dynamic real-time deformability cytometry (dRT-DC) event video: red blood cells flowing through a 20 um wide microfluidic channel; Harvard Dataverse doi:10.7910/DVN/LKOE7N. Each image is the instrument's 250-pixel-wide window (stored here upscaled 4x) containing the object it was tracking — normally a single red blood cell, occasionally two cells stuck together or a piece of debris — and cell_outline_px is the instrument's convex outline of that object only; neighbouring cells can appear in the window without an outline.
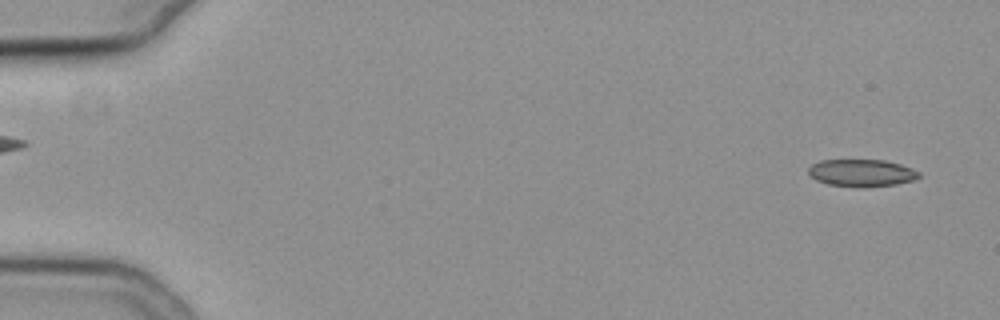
{"species": "common noctule bat (a hibernating species)", "species_latin": "Nyctalus noctula", "temperature_condition": "cold", "stored_images_in_passage": 55, "camera_frame_rate_fps": 3000, "um_per_image_px": 0.085, "animal": {"sex": "female", "body_mass_g": 19.3, "forearm_length_mm": 54.1}, "frame": {"image": 1, "passage_image": 3, "time_ms": 0.667, "image_size_px": [1000, 320], "cell_outline_px": [[920, 176], [912, 180], [896, 184], [864, 188], [860, 188], [828, 184], [816, 180], [808, 172], [808, 168], [812, 164], [820, 160], [884, 160], [900, 164], [912, 168], [920, 172]], "centroid_in_image_um": [73.23, 14.7], "position_along_channel_um": 11.8, "area_um2": 17.63}}
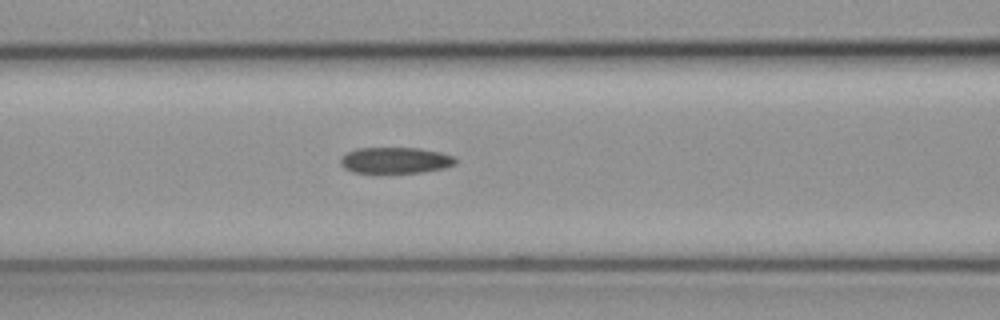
{"frame": {"image": 2, "passage_image": 24, "time_ms": 7.667, "image_size_px": [1000, 320], "cell_outline_px": [[456, 164], [444, 168], [420, 172], [352, 172], [344, 168], [340, 164], [340, 156], [356, 148], [420, 148], [440, 152], [452, 156], [456, 160]], "centroid_in_image_um": [33.57, 13.61], "position_along_channel_um": 133.0, "area_um2": 17.4}}
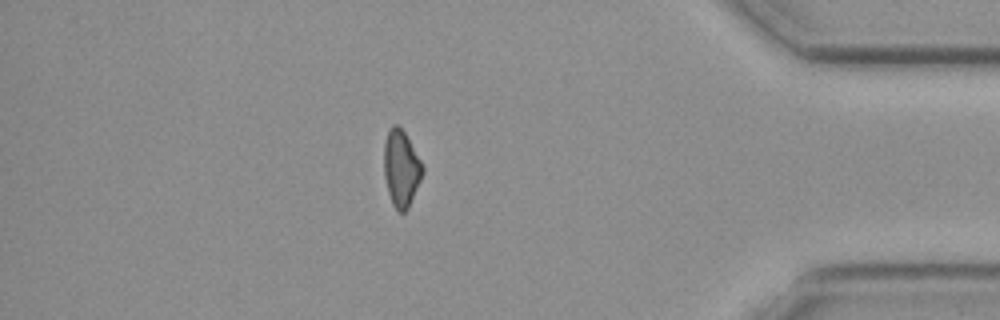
{"frame": {"image": 3, "passage_image": 48, "time_ms": 15.667, "image_size_px": [1000, 320], "cell_outline_px": [[424, 172], [408, 208], [404, 212], [396, 212], [392, 204], [388, 192], [384, 176], [384, 144], [388, 128], [392, 124], [396, 124], [404, 132], [420, 160], [424, 168]], "centroid_in_image_um": [34.08, 14.32], "position_along_channel_um": 401.1, "area_um2": 17.17}, "authors_computed_cell_mechanics": {"area_um2": 18.1492, "velocity_mm_per_s": 3.8181, "shape_relaxation_time_tau1_ms": 5.5976, "shape_relaxation_time_tau2_ms": 6.6361, "deformation_change_tau1": 0.1284, "deformation_change_tau2": 0.1482}}